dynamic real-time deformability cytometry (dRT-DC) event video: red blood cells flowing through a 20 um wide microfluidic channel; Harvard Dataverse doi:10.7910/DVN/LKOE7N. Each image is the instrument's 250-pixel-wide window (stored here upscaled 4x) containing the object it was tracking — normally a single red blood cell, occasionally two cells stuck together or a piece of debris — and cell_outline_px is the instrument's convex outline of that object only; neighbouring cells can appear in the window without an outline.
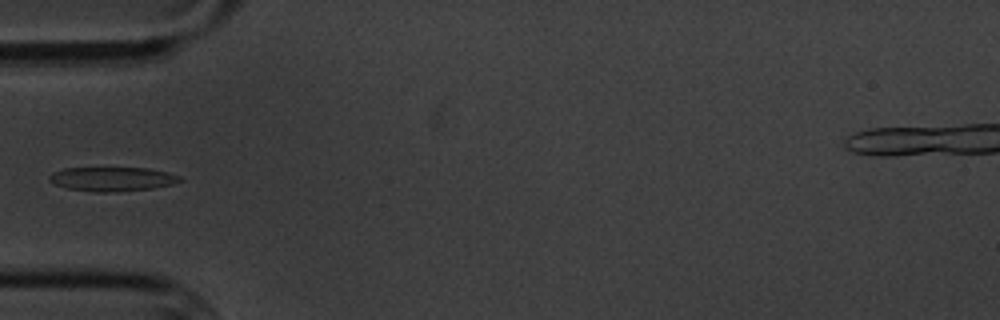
{"species": "common noctule bat (a hibernating species)", "species_latin": "Nyctalus noctula", "temperature_condition": "cold", "stored_images_in_passage": 14, "camera_frame_rate_fps": 3000, "um_per_image_px": 0.085, "animal": {"sex": "male", "body_mass_g": 20.1, "forearm_length_mm": 53.5}, "frame": {"image": 1, "passage_image": 4, "time_ms": 4.667, "image_size_px": [1000, 320], "cell_outline_px": [[184, 180], [172, 184], [152, 188], [116, 192], [92, 192], [68, 188], [52, 184], [48, 180], [48, 176], [52, 172], [64, 168], [148, 168], [168, 172], [180, 176]], "centroid_in_image_um": [9.51, 15.22], "position_along_channel_um": 75.5, "area_um2": 18.55}}
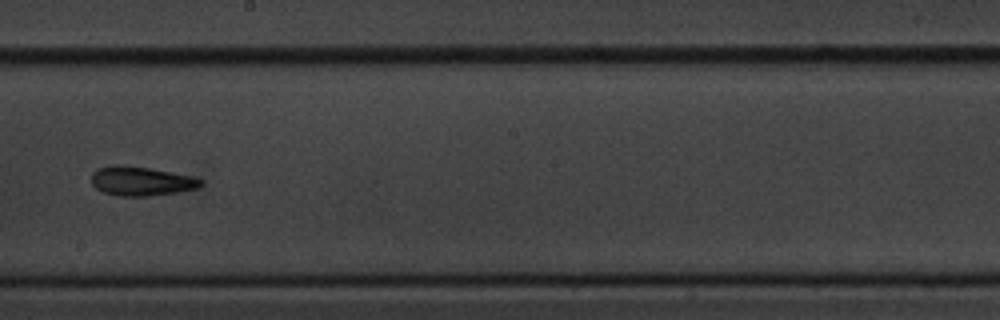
{"frame": {"image": 2, "passage_image": 8, "time_ms": 9.333, "image_size_px": [1000, 320], "cell_outline_px": [[204, 184], [200, 188], [176, 192], [148, 196], [116, 196], [104, 192], [96, 188], [92, 184], [92, 172], [96, 168], [112, 164], [120, 164], [148, 168], [192, 176], [204, 180]], "centroid_in_image_um": [12.0, 15.39], "position_along_channel_um": 236.2, "area_um2": 18.79}}
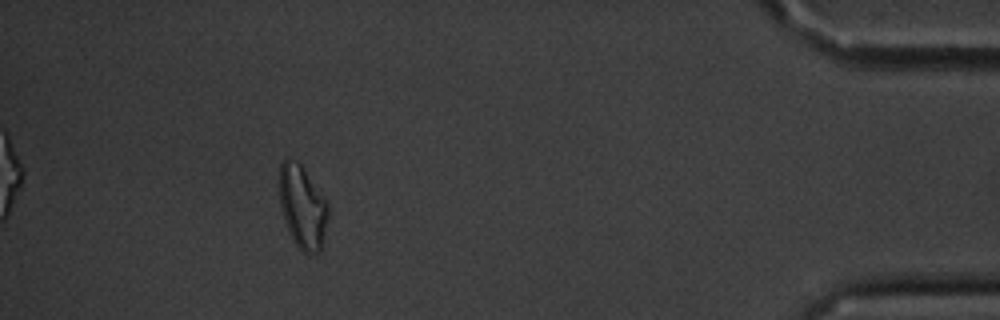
{"frame": {"image": 3, "passage_image": 13, "time_ms": 16.0, "image_size_px": [1000, 320], "cell_outline_px": [[328, 220], [324, 248], [320, 252], [308, 256], [292, 240], [288, 232], [284, 220], [280, 204], [280, 164], [288, 156], [296, 160], [300, 164], [328, 204]], "centroid_in_image_um": [25.73, 17.67], "position_along_channel_um": 409.5, "area_um2": 23.87}, "authors_computed_cell_mechanics": {"area_um2": 18.4093, "velocity_mm_per_s": 3.431, "shape_relaxation_time_tau1_ms": 5.2453, "shape_relaxation_time_tau2_ms": 7.0213, "deformation_change_tau1": 0.145, "deformation_change_tau2": 0.1336}}